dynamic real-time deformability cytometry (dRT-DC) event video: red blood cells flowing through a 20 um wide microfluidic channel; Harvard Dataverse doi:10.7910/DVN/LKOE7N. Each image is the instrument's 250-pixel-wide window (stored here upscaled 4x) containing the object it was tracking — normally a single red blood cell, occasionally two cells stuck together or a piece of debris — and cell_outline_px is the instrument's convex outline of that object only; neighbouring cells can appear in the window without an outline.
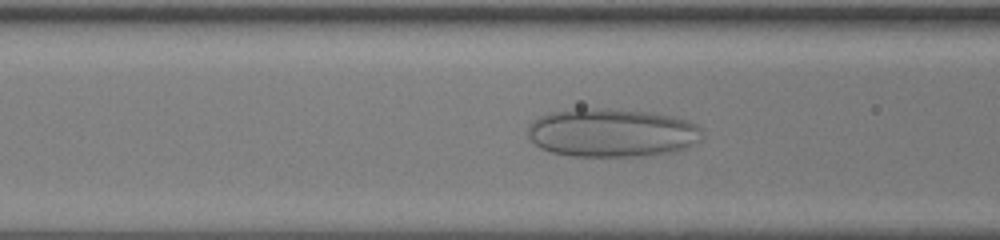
{"species": "human", "species_latin": "Homo sapiens", "temperature_condition": "room temperature", "stored_images_in_passage": 46, "camera_frame_rate_fps": 3000, "um_per_image_px": 0.085, "donor": {"sex": "female"}, "frame": {"image": 1, "passage_image": 14, "time_ms": 4.333, "image_size_px": [1000, 240], "cell_outline_px": [[704, 132], [700, 140], [688, 148], [676, 152], [648, 156], [568, 156], [552, 152], [540, 148], [528, 136], [528, 128], [532, 120], [548, 112], [580, 108], [608, 108], [652, 112], [672, 116], [688, 120], [704, 128]], "centroid_in_image_um": [52.06, 11.28], "position_along_channel_um": 114.5, "area_um2": 50.17}}
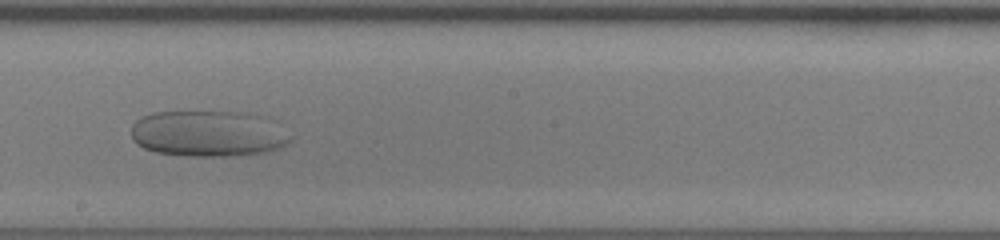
{"frame": {"image": 2, "passage_image": 23, "time_ms": 7.333, "image_size_px": [1000, 240], "cell_outline_px": [[292, 140], [288, 144], [280, 148], [264, 152], [224, 156], [188, 156], [156, 152], [144, 148], [136, 144], [132, 140], [132, 124], [140, 116], [156, 112], [240, 112], [256, 116], [292, 136]], "centroid_in_image_um": [17.59, 11.37], "position_along_channel_um": 230.6, "area_um2": 42.08}}
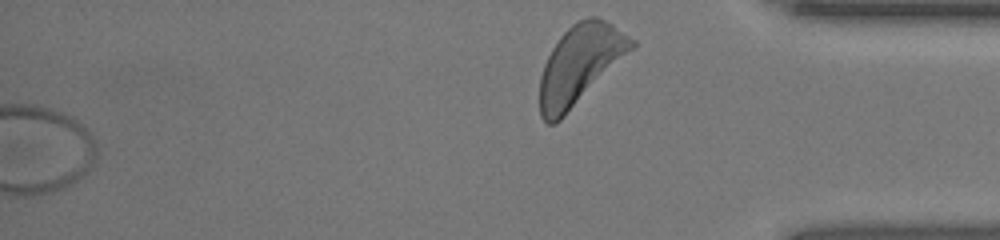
{"frame": {"image": 3, "passage_image": 46, "time_ms": 15.0, "image_size_px": [1000, 240], "cell_outline_px": [[636, 48], [556, 124], [548, 124], [540, 116], [540, 76], [544, 64], [552, 48], [560, 36], [572, 24], [588, 16], [596, 16], [612, 24], [636, 40]], "centroid_in_image_um": [49.33, 5.49], "position_along_channel_um": 385.9, "area_um2": 42.43}}